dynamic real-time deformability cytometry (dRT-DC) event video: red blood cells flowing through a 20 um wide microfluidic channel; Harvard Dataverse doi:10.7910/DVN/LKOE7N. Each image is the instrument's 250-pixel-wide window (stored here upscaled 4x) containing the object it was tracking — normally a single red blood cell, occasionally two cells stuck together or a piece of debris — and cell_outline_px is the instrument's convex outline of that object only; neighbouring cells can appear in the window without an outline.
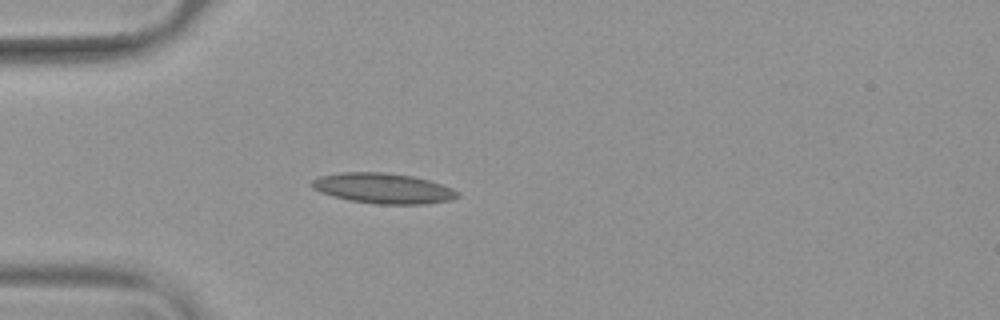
{"species": "common noctule bat (a hibernating species)", "species_latin": "Nyctalus noctula", "temperature_condition": "warm", "stored_images_in_passage": 39, "camera_frame_rate_fps": 3000, "um_per_image_px": 0.085, "animal": {"sex": "female", "body_mass_g": 19.9}, "frame": {"image": 1, "passage_image": 1, "time_ms": 0.0, "image_size_px": [1000, 320], "cell_outline_px": [[460, 196], [452, 200], [424, 204], [376, 204], [348, 200], [332, 196], [320, 192], [312, 188], [308, 184], [312, 180], [320, 176], [340, 172], [384, 172], [412, 176], [428, 180], [452, 188], [460, 192]], "centroid_in_image_um": [32.55, 16.01], "position_along_channel_um": 52.5, "area_um2": 25.95}}
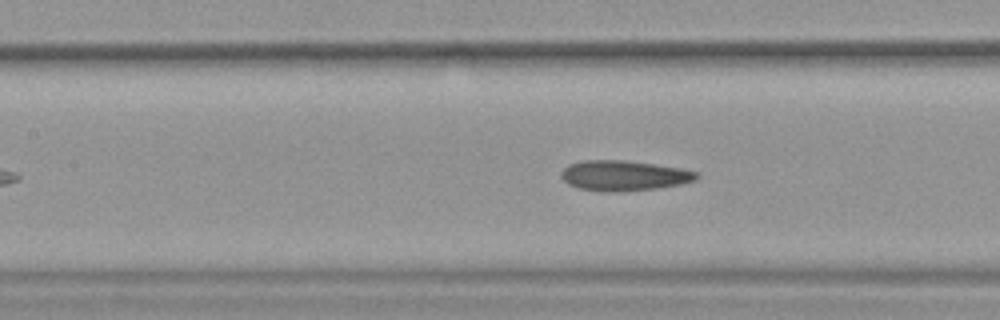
{"frame": {"image": 2, "passage_image": 10, "time_ms": 3.0, "image_size_px": [1000, 320], "cell_outline_px": [[700, 176], [696, 180], [680, 184], [656, 188], [616, 192], [608, 192], [580, 188], [568, 184], [560, 176], [560, 172], [568, 164], [584, 160], [624, 160], [680, 168], [696, 172]], "centroid_in_image_um": [53.0, 14.92], "position_along_channel_um": 154.4, "area_um2": 23.7}}
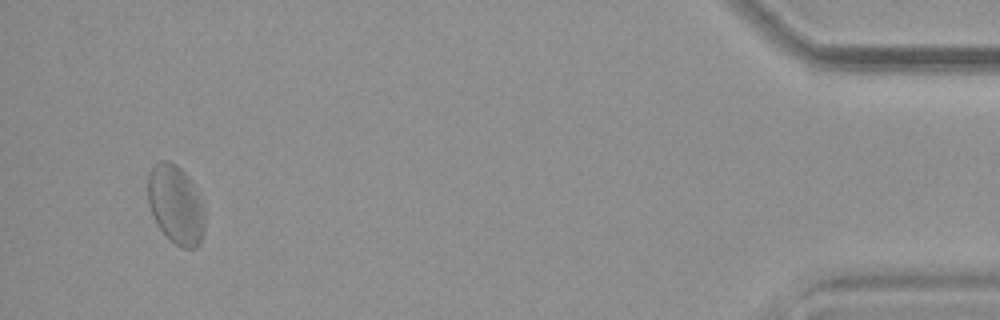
{"frame": {"image": 3, "passage_image": 37, "time_ms": 12.0, "image_size_px": [1000, 320], "cell_outline_px": [[204, 232], [200, 244], [196, 248], [180, 248], [156, 224], [152, 216], [148, 204], [148, 172], [160, 160], [168, 160], [176, 164], [188, 176], [200, 204], [204, 216]], "centroid_in_image_um": [14.9, 17.4], "position_along_channel_um": 420.3, "area_um2": 25.72}, "authors_computed_cell_mechanics": {"area_um2": 23.987, "velocity_mm_per_s": 3.7581, "shape_relaxation_time_tau1_ms": 7.5839, "shape_relaxation_time_tau2_ms": 2.5117, "deformation_change_tau1": 0.1428, "deformation_change_tau2": 0.0965}}